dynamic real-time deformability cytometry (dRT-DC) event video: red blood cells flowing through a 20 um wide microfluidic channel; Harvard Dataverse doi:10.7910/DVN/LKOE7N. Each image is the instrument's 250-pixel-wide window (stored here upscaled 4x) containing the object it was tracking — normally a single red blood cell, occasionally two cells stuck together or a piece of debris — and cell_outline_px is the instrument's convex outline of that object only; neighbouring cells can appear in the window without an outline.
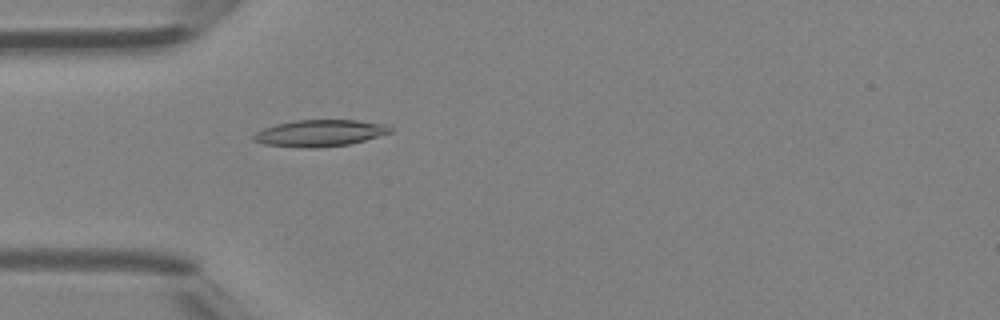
{"species": "Egyptian fruit bat (a non-hibernating species)", "species_latin": "Rousettus aegyptiacus", "temperature_condition": "room temperature", "stored_images_in_passage": 40, "camera_frame_rate_fps": 3000, "um_per_image_px": 0.085, "animal": {"sex": "female"}, "frame": {"image": 1, "passage_image": 11, "time_ms": 3.333, "image_size_px": [1000, 320], "cell_outline_px": [[392, 132], [364, 140], [348, 144], [312, 148], [300, 148], [264, 144], [252, 140], [252, 136], [256, 132], [264, 128], [276, 124], [296, 120], [356, 120], [388, 124], [392, 128]], "centroid_in_image_um": [27.17, 11.31], "position_along_channel_um": 57.8, "area_um2": 21.21}}
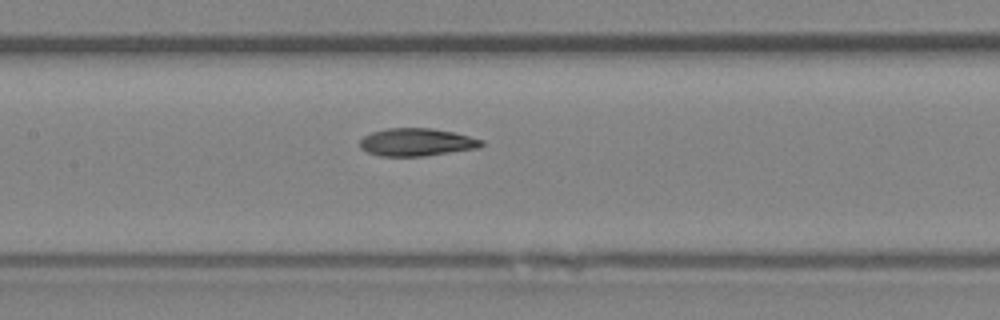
{"frame": {"image": 2, "passage_image": 19, "time_ms": 6.0, "image_size_px": [1000, 320], "cell_outline_px": [[484, 144], [476, 148], [424, 156], [380, 156], [368, 152], [360, 148], [360, 140], [364, 136], [372, 132], [388, 128], [432, 128], [452, 132], [484, 140]], "centroid_in_image_um": [35.39, 12.08], "position_along_channel_um": 172.0, "area_um2": 19.48}}
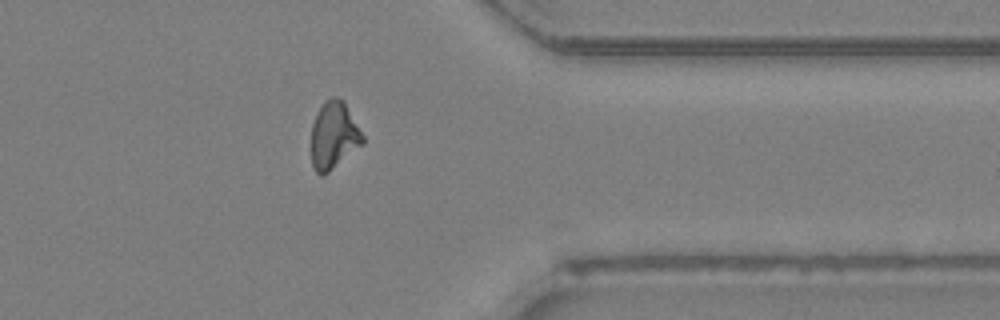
{"frame": {"image": 3, "passage_image": 34, "time_ms": 11.0, "image_size_px": [1000, 320], "cell_outline_px": [[364, 144], [324, 176], [320, 176], [312, 168], [312, 124], [316, 112], [324, 100], [332, 96], [336, 96], [344, 100], [364, 136]], "centroid_in_image_um": [28.38, 11.51], "position_along_channel_um": 383.0, "area_um2": 20.58}}